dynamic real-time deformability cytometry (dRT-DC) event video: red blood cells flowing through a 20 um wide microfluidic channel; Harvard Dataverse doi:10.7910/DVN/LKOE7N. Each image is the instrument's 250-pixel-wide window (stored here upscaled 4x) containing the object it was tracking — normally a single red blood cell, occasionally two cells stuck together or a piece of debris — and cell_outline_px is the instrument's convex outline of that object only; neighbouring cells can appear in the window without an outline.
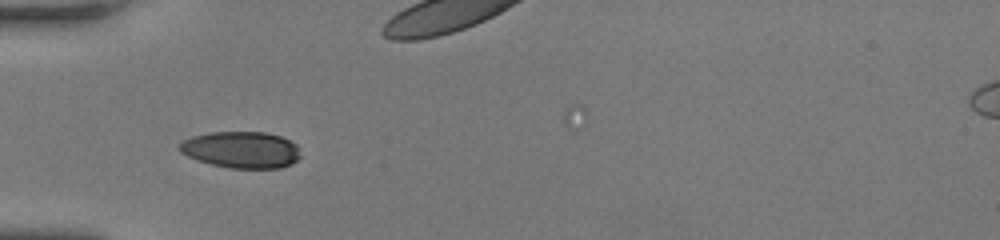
{"species": "human", "species_latin": "Homo sapiens", "temperature_condition": "room temperature", "stored_images_in_passage": 38, "camera_frame_rate_fps": 3000, "um_per_image_px": 0.085, "donor": {"sex": "female"}, "frame": {"image": 1, "passage_image": 12, "time_ms": 3.667, "image_size_px": [1000, 240], "cell_outline_px": [[300, 156], [292, 164], [280, 168], [228, 168], [196, 160], [180, 152], [176, 148], [176, 144], [192, 136], [208, 132], [264, 132], [280, 136], [296, 144], [300, 148]], "centroid_in_image_um": [20.48, 12.73], "position_along_channel_um": 64.5, "area_um2": 26.07}}